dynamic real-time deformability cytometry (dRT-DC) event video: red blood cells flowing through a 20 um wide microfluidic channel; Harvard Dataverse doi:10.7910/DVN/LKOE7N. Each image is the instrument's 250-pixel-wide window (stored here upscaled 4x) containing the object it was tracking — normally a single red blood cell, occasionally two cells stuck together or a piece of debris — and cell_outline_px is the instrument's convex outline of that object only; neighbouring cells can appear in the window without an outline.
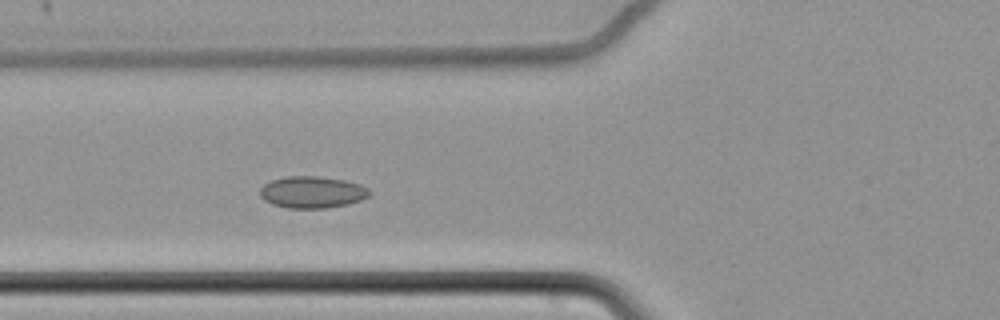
{"species": "common noctule bat (a hibernating species)", "species_latin": "Nyctalus noctula", "temperature_condition": "cold", "stored_images_in_passage": 5, "camera_frame_rate_fps": 3000, "um_per_image_px": 0.085, "animal": {"sex": "female", "body_mass_g": 22.7, "forearm_length_mm": 54.2}, "frame": {"image": 1, "passage_image": 5, "time_ms": 1.333, "image_size_px": [1000, 320], "cell_outline_px": [[372, 192], [368, 196], [360, 200], [348, 204], [324, 208], [288, 208], [272, 204], [264, 200], [260, 196], [260, 188], [264, 184], [272, 180], [288, 176], [316, 176], [344, 180], [360, 184], [368, 188]], "centroid_in_image_um": [26.53, 16.33], "position_along_channel_um": 99.3, "area_um2": 20.23}}